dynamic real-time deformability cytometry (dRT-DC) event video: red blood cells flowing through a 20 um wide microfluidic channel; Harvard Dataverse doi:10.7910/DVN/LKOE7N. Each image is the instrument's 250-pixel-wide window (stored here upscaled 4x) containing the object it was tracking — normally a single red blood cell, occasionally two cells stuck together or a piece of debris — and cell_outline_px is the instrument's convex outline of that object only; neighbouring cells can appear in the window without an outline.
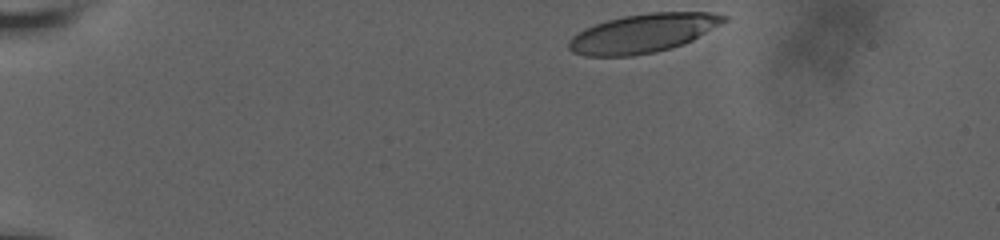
{"species": "human", "species_latin": "Homo sapiens", "temperature_condition": "room temperature", "stored_images_in_passage": 11, "camera_frame_rate_fps": 3000, "um_per_image_px": 0.085, "donor": {"sex": "male"}, "frame": {"image": 1, "passage_image": 1, "time_ms": 0.0, "image_size_px": [1000, 240], "cell_outline_px": [[728, 20], [692, 40], [684, 44], [656, 52], [632, 56], [584, 56], [572, 52], [568, 48], [568, 40], [576, 32], [584, 28], [608, 20], [624, 16], [648, 12], [712, 12], [728, 16]], "centroid_in_image_um": [54.64, 2.83], "position_along_channel_um": 30.4, "area_um2": 35.2}}
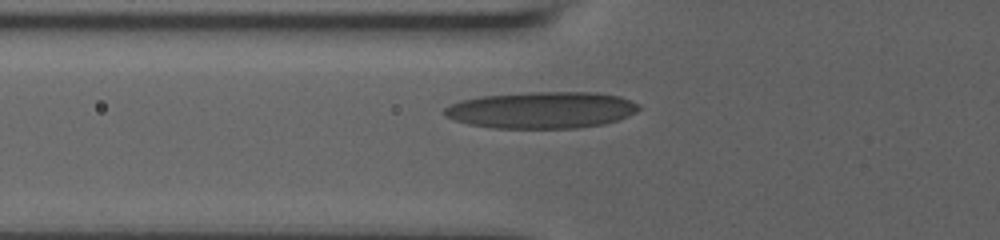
{"frame": {"image": 2, "passage_image": 7, "time_ms": 2.0, "image_size_px": [1000, 240], "cell_outline_px": [[640, 108], [636, 112], [628, 116], [604, 124], [576, 128], [492, 128], [468, 124], [444, 116], [444, 108], [460, 100], [480, 96], [528, 92], [596, 92], [620, 96], [640, 104]], "centroid_in_image_um": [46.05, 9.35], "position_along_channel_um": 79.8, "area_um2": 41.67}}
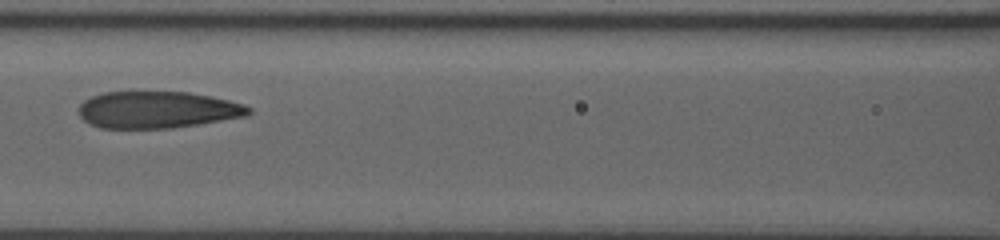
{"frame": {"image": 3, "passage_image": 10, "time_ms": 3.0, "image_size_px": [1000, 240], "cell_outline_px": [[252, 112], [248, 116], [172, 128], [100, 128], [88, 124], [80, 116], [80, 104], [84, 100], [92, 96], [104, 92], [132, 88], [188, 92], [212, 96], [244, 104], [252, 108]], "centroid_in_image_um": [13.36, 9.28], "position_along_channel_um": 153.2, "area_um2": 37.8}}